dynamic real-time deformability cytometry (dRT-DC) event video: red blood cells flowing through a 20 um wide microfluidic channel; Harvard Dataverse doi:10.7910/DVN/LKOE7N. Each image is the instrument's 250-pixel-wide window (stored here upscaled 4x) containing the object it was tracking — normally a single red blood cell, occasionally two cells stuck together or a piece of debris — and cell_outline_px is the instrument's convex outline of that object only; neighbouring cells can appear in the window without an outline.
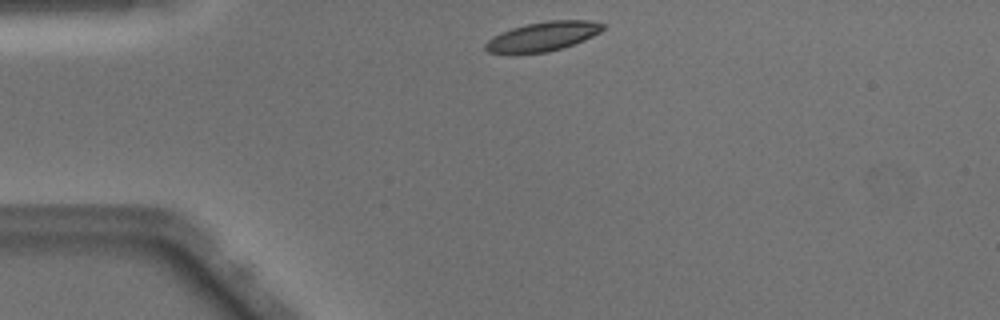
{"species": "Egyptian fruit bat (a non-hibernating species)", "species_latin": "Rousettus aegyptiacus", "temperature_condition": "warm", "stored_images_in_passage": 39, "camera_frame_rate_fps": 3000, "um_per_image_px": 0.085, "animal": {"sex": "male"}, "frame": {"image": 1, "passage_image": 1, "time_ms": 0.0, "image_size_px": [1000, 320], "cell_outline_px": [[604, 28], [600, 32], [584, 40], [564, 48], [548, 52], [516, 56], [488, 52], [484, 48], [484, 44], [492, 36], [512, 28], [528, 24], [548, 20], [588, 20], [604, 24]], "centroid_in_image_um": [46.08, 3.14], "position_along_channel_um": 38.9, "area_um2": 20.58}}
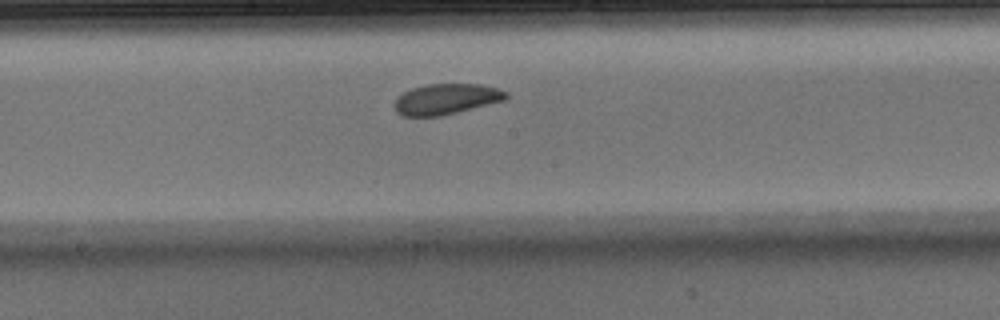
{"frame": {"image": 2, "passage_image": 16, "time_ms": 5.0, "image_size_px": [1000, 320], "cell_outline_px": [[508, 96], [504, 100], [440, 116], [404, 116], [396, 112], [396, 100], [404, 92], [412, 88], [428, 84], [480, 84], [496, 88], [508, 92]], "centroid_in_image_um": [37.94, 8.41], "position_along_channel_um": 210.3, "area_um2": 19.54}}
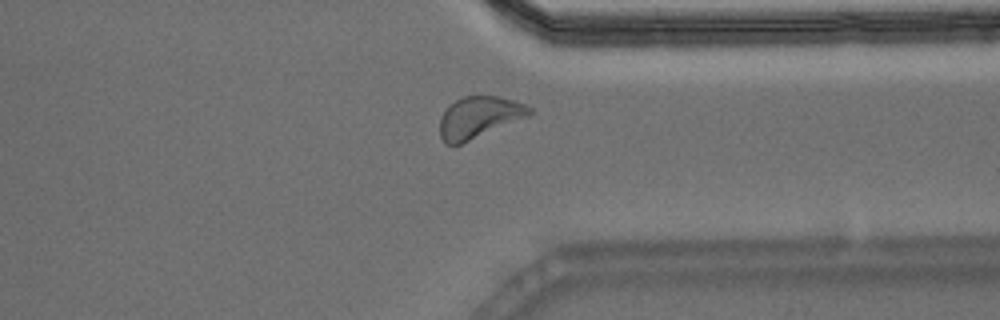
{"frame": {"image": 3, "passage_image": 28, "time_ms": 9.0, "image_size_px": [1000, 320], "cell_outline_px": [[532, 112], [528, 116], [460, 144], [444, 144], [440, 136], [440, 116], [448, 104], [464, 96], [500, 96], [524, 104], [532, 108]], "centroid_in_image_um": [40.67, 9.95], "position_along_channel_um": 370.7, "area_um2": 21.5}, "authors_computed_cell_mechanics": {"area_um2": 20.7502, "velocity_mm_per_s": 4.0452, "shape_relaxation_time_tau1_ms": 2.3665, "shape_relaxation_time_tau2_ms": 5.834, "deformation_change_tau1": 0.0863, "deformation_change_tau2": 0.1165}}